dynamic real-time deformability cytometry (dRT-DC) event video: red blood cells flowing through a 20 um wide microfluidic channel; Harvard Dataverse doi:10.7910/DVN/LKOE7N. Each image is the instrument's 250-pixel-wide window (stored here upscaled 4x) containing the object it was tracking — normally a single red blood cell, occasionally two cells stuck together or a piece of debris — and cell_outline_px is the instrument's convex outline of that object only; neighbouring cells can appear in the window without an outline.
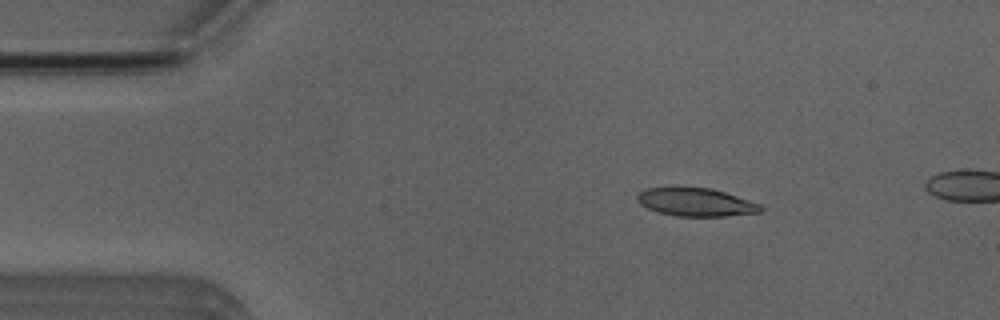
{"species": "Egyptian fruit bat (a non-hibernating species)", "species_latin": "Rousettus aegyptiacus", "temperature_condition": "room temperature", "stored_images_in_passage": 5, "camera_frame_rate_fps": 3000, "um_per_image_px": 0.085, "animal": {"sex": "male"}, "frame": {"image": 1, "passage_image": 2, "time_ms": 1.333, "image_size_px": [1000, 320], "cell_outline_px": [[764, 208], [760, 212], [724, 216], [676, 216], [660, 212], [648, 208], [640, 204], [636, 200], [636, 196], [644, 188], [712, 188], [760, 204]], "centroid_in_image_um": [59.13, 17.19], "position_along_channel_um": 25.9, "area_um2": 19.94}}